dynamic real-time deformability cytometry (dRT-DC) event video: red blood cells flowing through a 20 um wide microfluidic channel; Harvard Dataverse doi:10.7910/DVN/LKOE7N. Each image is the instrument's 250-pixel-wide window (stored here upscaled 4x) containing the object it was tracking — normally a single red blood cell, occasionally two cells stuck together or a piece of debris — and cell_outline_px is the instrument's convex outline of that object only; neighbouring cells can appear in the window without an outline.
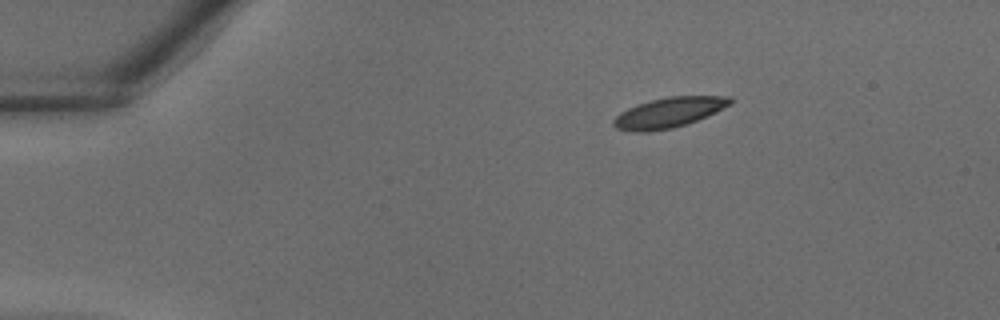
{"species": "common noctule bat (a hibernating species)", "species_latin": "Nyctalus noctula", "temperature_condition": "warm", "stored_images_in_passage": 33, "camera_frame_rate_fps": 3000, "um_per_image_px": 0.085, "animal": {"sex": "male", "body_mass_g": 18.8}, "frame": {"image": 1, "passage_image": 1, "time_ms": 0.0, "image_size_px": [1000, 320], "cell_outline_px": [[732, 104], [716, 112], [696, 120], [672, 128], [648, 132], [632, 132], [616, 128], [612, 124], [612, 120], [620, 112], [628, 108], [652, 100], [668, 96], [732, 96]], "centroid_in_image_um": [56.84, 9.57], "position_along_channel_um": 28.2, "area_um2": 20.4}}
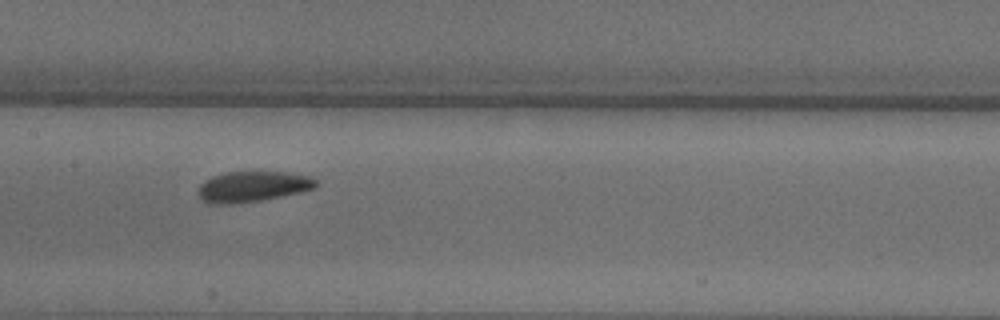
{"frame": {"image": 2, "passage_image": 14, "time_ms": 4.333, "image_size_px": [1000, 320], "cell_outline_px": [[316, 188], [300, 192], [260, 200], [232, 204], [208, 204], [200, 196], [200, 184], [204, 180], [212, 176], [228, 172], [284, 172], [312, 176], [316, 180]], "centroid_in_image_um": [21.48, 15.85], "position_along_channel_um": 185.9, "area_um2": 20.81}}
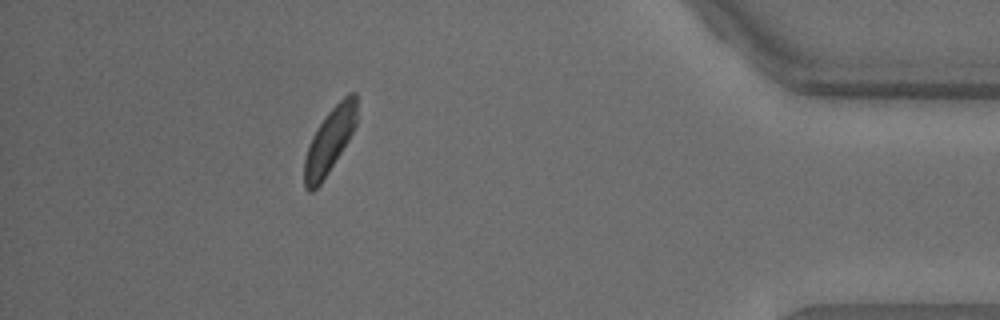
{"frame": {"image": 3, "passage_image": 29, "time_ms": 9.333, "image_size_px": [1000, 320], "cell_outline_px": [[356, 124], [348, 140], [328, 172], [320, 184], [312, 192], [308, 192], [304, 188], [304, 160], [308, 144], [316, 128], [328, 112], [348, 92], [356, 92]], "centroid_in_image_um": [27.98, 11.97], "position_along_channel_um": 407.2, "area_um2": 19.65}}